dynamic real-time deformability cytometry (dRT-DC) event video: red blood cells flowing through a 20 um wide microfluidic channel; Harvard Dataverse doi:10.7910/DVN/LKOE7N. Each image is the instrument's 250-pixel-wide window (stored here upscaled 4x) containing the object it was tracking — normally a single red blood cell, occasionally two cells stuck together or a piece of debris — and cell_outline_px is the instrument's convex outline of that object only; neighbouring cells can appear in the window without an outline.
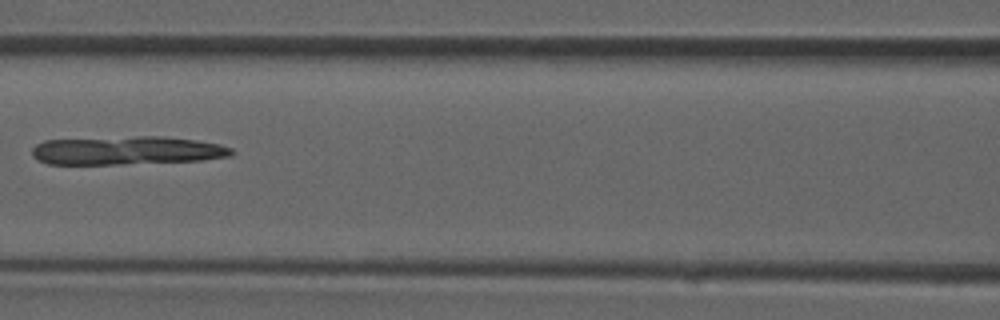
{"species": "common noctule bat (a hibernating species)", "species_latin": "Nyctalus noctula", "temperature_condition": "room temperature", "stored_images_in_passage": 38, "camera_frame_rate_fps": 3000, "um_per_image_px": 0.085, "animal": {"sex": "male", "forearm_length_mm": 52.5}, "frame": {"image": 1, "passage_image": 17, "time_ms": 5.333, "image_size_px": [1000, 320], "cell_outline_px": [[236, 152], [232, 156], [200, 160], [120, 164], [48, 164], [32, 156], [32, 148], [36, 144], [44, 140], [136, 136], [160, 136], [196, 140], [220, 144], [232, 148]], "centroid_in_image_um": [10.8, 12.79], "position_along_channel_um": 155.8, "area_um2": 33.18}}